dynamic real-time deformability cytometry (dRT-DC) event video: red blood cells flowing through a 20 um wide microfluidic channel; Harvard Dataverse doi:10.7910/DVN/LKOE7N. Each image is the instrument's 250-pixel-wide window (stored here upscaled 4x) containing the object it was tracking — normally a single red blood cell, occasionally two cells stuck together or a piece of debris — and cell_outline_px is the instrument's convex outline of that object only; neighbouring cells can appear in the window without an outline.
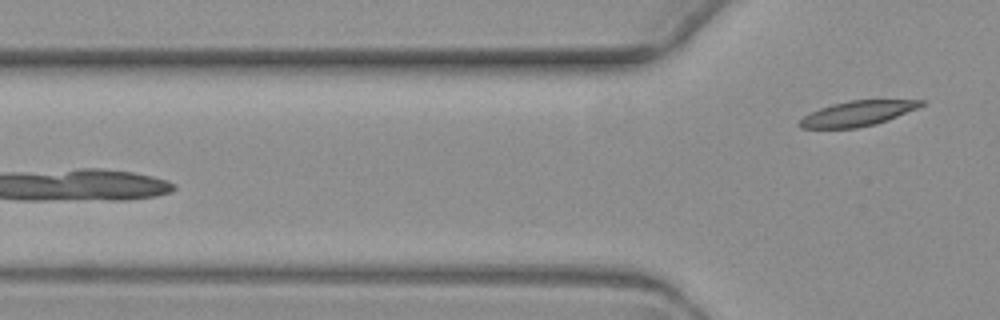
{"species": "common noctule bat (a hibernating species)", "species_latin": "Nyctalus noctula", "temperature_condition": "warm", "stored_images_in_passage": 4, "camera_frame_rate_fps": 3000, "um_per_image_px": 0.085, "animal": {"sex": "female", "body_mass_g": 19.3, "forearm_length_mm": 54.1}, "frame": {"image": 1, "passage_image": 4, "time_ms": 3.667, "image_size_px": [1000, 320], "cell_outline_px": [[924, 104], [916, 108], [888, 120], [876, 124], [856, 128], [800, 128], [800, 120], [804, 116], [820, 108], [832, 104], [848, 100], [924, 100]], "centroid_in_image_um": [72.89, 9.64], "position_along_channel_um": 52.9, "area_um2": 17.51}}